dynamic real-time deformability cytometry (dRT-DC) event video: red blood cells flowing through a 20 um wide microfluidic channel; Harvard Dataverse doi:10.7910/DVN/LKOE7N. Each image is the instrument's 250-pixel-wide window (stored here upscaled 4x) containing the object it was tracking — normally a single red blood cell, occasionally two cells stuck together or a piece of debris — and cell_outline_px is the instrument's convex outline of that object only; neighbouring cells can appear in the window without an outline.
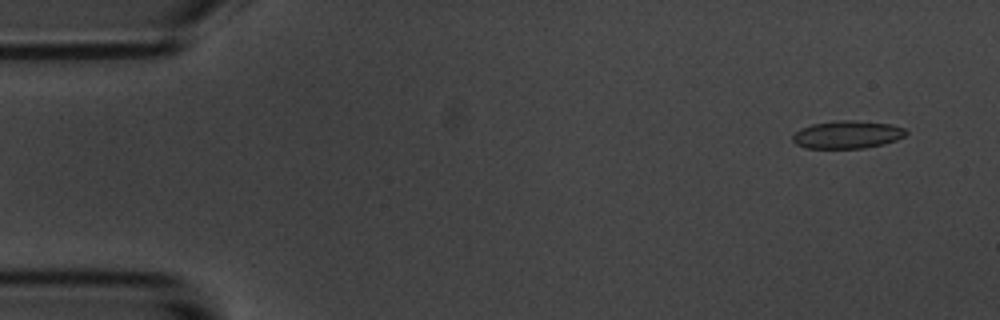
{"species": "common noctule bat (a hibernating species)", "species_latin": "Nyctalus noctula", "temperature_condition": "room temperature", "stored_images_in_passage": 17, "camera_frame_rate_fps": 3000, "um_per_image_px": 0.085, "animal": {"sex": "male", "body_mass_g": 20.1, "forearm_length_mm": 53.5}, "frame": {"image": 1, "passage_image": 4, "time_ms": 1.0, "image_size_px": [1000, 320], "cell_outline_px": [[908, 132], [904, 136], [896, 140], [884, 144], [864, 148], [804, 148], [796, 144], [792, 140], [792, 136], [800, 128], [812, 124], [836, 120], [852, 120], [888, 124], [904, 128]], "centroid_in_image_um": [71.99, 11.44], "position_along_channel_um": 13.0, "area_um2": 18.32}}
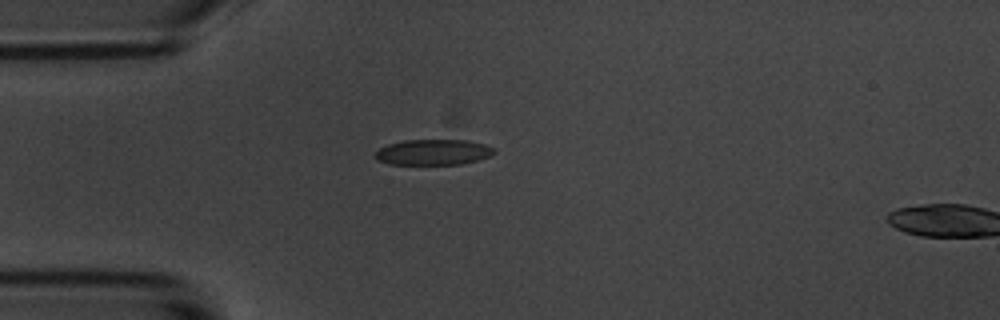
{"frame": {"image": 2, "passage_image": 15, "time_ms": 4.667, "image_size_px": [1000, 320], "cell_outline_px": [[496, 152], [488, 156], [476, 160], [460, 164], [388, 164], [376, 160], [372, 156], [380, 148], [388, 144], [404, 140], [468, 140], [484, 144], [496, 148]], "centroid_in_image_um": [36.79, 12.93], "position_along_channel_um": 48.2, "area_um2": 17.8}}